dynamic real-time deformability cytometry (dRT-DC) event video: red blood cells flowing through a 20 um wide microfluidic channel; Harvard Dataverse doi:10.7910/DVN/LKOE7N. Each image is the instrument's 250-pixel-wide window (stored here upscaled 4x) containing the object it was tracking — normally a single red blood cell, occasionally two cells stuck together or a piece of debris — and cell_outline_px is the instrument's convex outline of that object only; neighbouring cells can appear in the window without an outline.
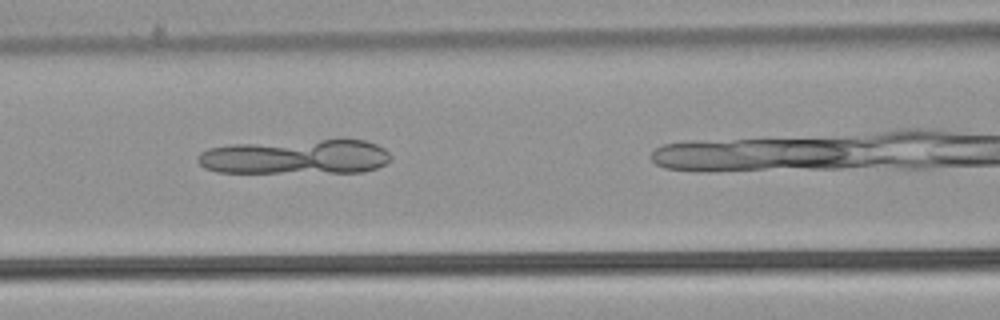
{"species": "common noctule bat (a hibernating species)", "species_latin": "Nyctalus noctula", "temperature_condition": "warm", "stored_images_in_passage": 34, "camera_frame_rate_fps": 3000, "um_per_image_px": 0.085, "animal": {"sex": "male", "body_mass_g": 21.5, "forearm_length_mm": 52.0}, "frame": {"image": 1, "passage_image": 18, "time_ms": 5.667, "image_size_px": [1000, 320], "cell_outline_px": [[392, 160], [376, 168], [364, 172], [216, 172], [204, 168], [196, 160], [196, 156], [200, 152], [208, 148], [232, 144], [320, 140], [364, 140], [376, 144], [384, 148], [392, 156]], "centroid_in_image_um": [25.13, 13.34], "position_along_channel_um": 141.5, "area_um2": 39.07}}
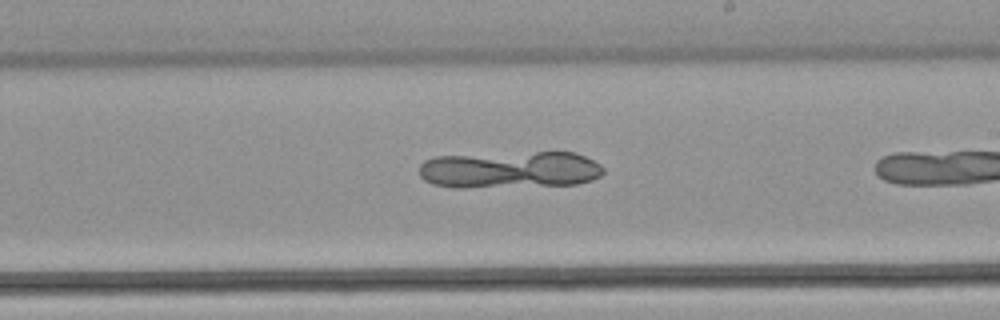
{"frame": {"image": 2, "passage_image": 26, "time_ms": 8.333, "image_size_px": [1000, 320], "cell_outline_px": [[604, 172], [600, 176], [592, 180], [576, 184], [464, 188], [452, 188], [432, 184], [424, 180], [420, 176], [420, 164], [424, 160], [436, 156], [536, 152], [576, 152], [600, 164], [604, 168]], "centroid_in_image_um": [43.33, 14.43], "position_along_channel_um": 245.7, "area_um2": 39.94}}
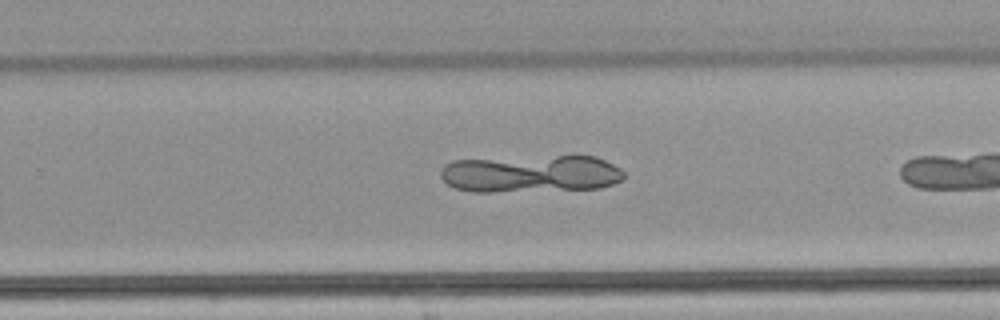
{"frame": {"image": 3, "passage_image": 29, "time_ms": 9.333, "image_size_px": [1000, 320], "cell_outline_px": [[624, 176], [620, 180], [612, 184], [600, 188], [492, 192], [472, 192], [456, 188], [448, 184], [440, 176], [440, 172], [444, 164], [452, 160], [556, 156], [596, 156], [620, 168], [624, 172]], "centroid_in_image_um": [45.09, 14.77], "position_along_channel_um": 284.7, "area_um2": 39.88}}